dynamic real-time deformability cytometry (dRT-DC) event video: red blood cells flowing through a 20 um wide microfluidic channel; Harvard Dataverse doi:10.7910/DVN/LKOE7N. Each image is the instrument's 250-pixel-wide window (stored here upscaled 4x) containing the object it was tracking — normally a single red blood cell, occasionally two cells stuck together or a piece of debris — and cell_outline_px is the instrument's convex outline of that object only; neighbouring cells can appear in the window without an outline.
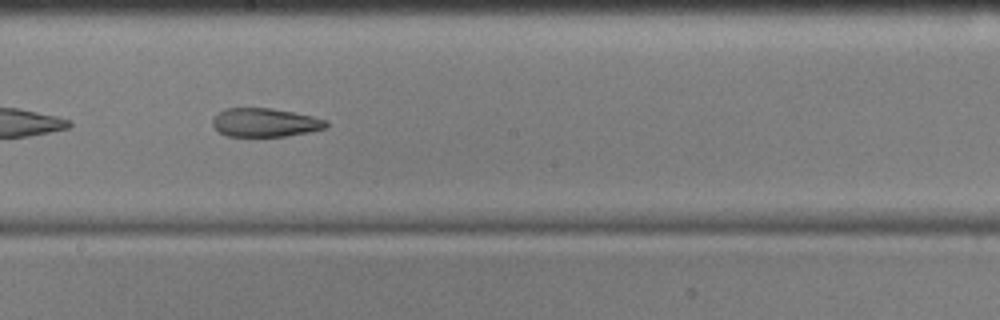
{"species": "common noctule bat (a hibernating species)", "species_latin": "Nyctalus noctula", "temperature_condition": "cold", "stored_images_in_passage": 44, "camera_frame_rate_fps": 3000, "um_per_image_px": 0.085, "animal": {"sex": "male", "body_mass_g": 17.9, "forearm_length_mm": 54.2}, "frame": {"image": 1, "passage_image": 19, "time_ms": 6.0, "image_size_px": [1000, 320], "cell_outline_px": [[328, 128], [308, 132], [284, 136], [228, 136], [220, 132], [212, 124], [212, 120], [220, 112], [228, 108], [272, 108], [312, 116], [328, 120]], "centroid_in_image_um": [22.57, 10.41], "position_along_channel_um": 225.6, "area_um2": 18.79}}
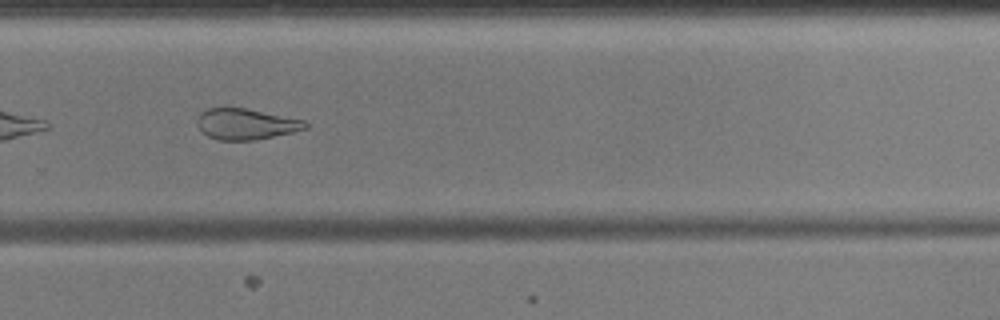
{"frame": {"image": 2, "passage_image": 26, "time_ms": 8.333, "image_size_px": [1000, 320], "cell_outline_px": [[308, 128], [292, 132], [256, 140], [220, 140], [208, 136], [196, 124], [196, 120], [200, 112], [208, 108], [244, 108], [304, 120], [308, 124]], "centroid_in_image_um": [20.89, 10.55], "position_along_channel_um": 308.9, "area_um2": 19.31}, "authors_computed_cell_mechanics": {"area_um2": 22.3975, "velocity_mm_per_s": 3.5882, "shape_relaxation_time_tau1_ms": null, "shape_relaxation_time_tau2_ms": 5.2626, "deformation_change_tau1": null, "deformation_change_tau2": 0.1394}}